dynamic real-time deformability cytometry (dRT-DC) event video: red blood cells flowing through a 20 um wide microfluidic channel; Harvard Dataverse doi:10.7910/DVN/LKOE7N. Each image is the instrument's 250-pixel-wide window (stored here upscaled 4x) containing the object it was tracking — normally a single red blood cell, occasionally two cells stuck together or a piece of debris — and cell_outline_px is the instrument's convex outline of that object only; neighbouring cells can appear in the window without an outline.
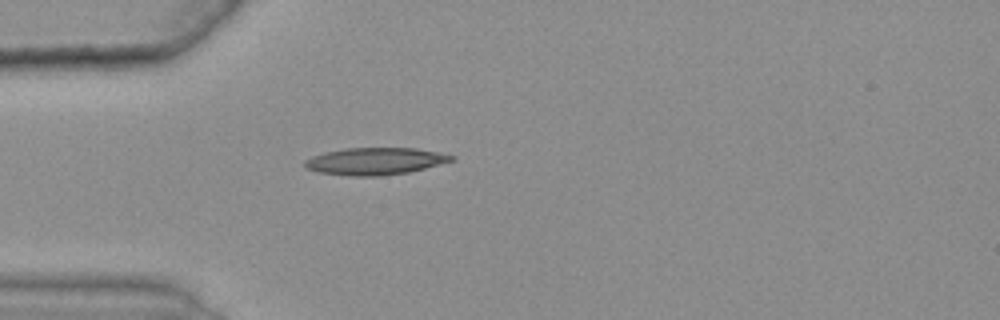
{"species": "common noctule bat (a hibernating species)", "species_latin": "Nyctalus noctula", "temperature_condition": "warm", "stored_images_in_passage": 33, "camera_frame_rate_fps": 3000, "um_per_image_px": 0.085, "animal": {"sex": "female", "body_mass_g": 25.1}, "frame": {"image": 1, "passage_image": 1, "time_ms": 0.0, "image_size_px": [1000, 320], "cell_outline_px": [[456, 160], [408, 172], [380, 176], [352, 176], [320, 172], [308, 168], [304, 164], [304, 160], [312, 156], [324, 152], [348, 148], [416, 148], [440, 152], [456, 156]], "centroid_in_image_um": [31.93, 13.69], "position_along_channel_um": 53.1, "area_um2": 23.12}}
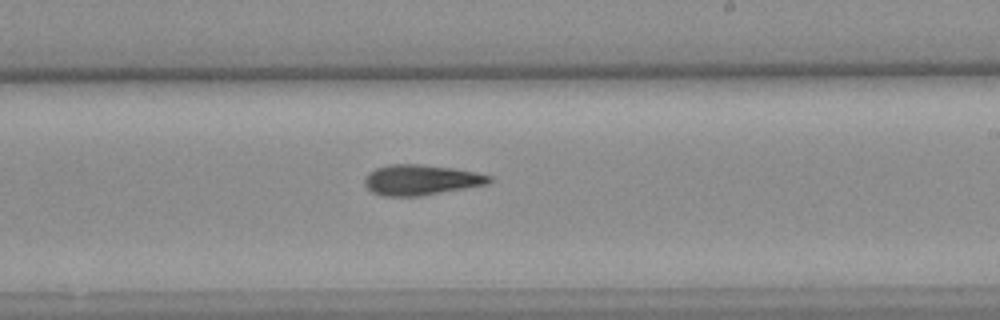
{"frame": {"image": 2, "passage_image": 18, "time_ms": 5.667, "image_size_px": [1000, 320], "cell_outline_px": [[492, 180], [488, 184], [420, 196], [384, 196], [372, 192], [364, 184], [364, 176], [368, 172], [376, 168], [388, 164], [420, 164], [452, 168], [476, 172], [492, 176]], "centroid_in_image_um": [35.76, 15.28], "position_along_channel_um": 253.2, "area_um2": 22.14}}
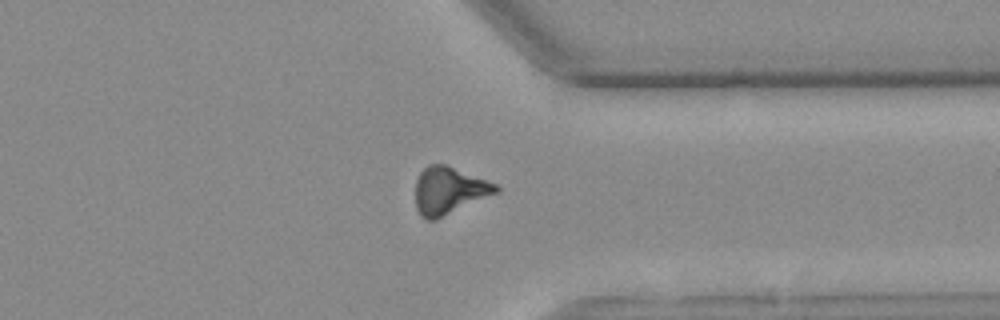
{"frame": {"image": 3, "passage_image": 28, "time_ms": 9.0, "image_size_px": [1000, 320], "cell_outline_px": [[500, 192], [436, 220], [428, 220], [420, 216], [416, 208], [416, 180], [420, 172], [428, 164], [448, 164], [496, 184], [500, 188]], "centroid_in_image_um": [38.17, 16.2], "position_along_channel_um": 373.2, "area_um2": 22.48}, "authors_computed_cell_mechanics": {"area_um2": 21.675, "velocity_mm_per_s": 3.6782, "shape_relaxation_time_tau1_ms": null, "shape_relaxation_time_tau2_ms": 10.1437, "deformation_change_tau1": null, "deformation_change_tau2": 0.2465}}